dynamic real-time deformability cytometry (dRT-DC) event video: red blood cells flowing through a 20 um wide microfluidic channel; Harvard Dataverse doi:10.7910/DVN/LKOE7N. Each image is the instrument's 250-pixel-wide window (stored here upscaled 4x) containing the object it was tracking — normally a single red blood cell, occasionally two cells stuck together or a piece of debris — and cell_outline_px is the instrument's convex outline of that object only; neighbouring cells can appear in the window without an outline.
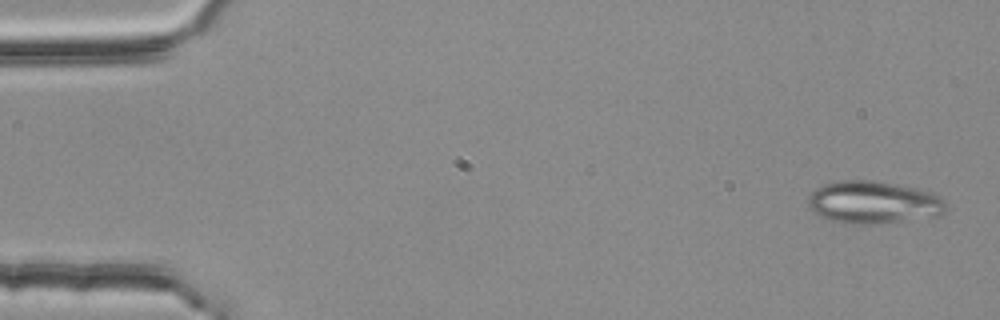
{"species": "common noctule bat (a hibernating species)", "species_latin": "Nyctalus noctula", "temperature_condition": "room temperature", "stored_images_in_passage": 4, "camera_frame_rate_fps": 3000, "um_per_image_px": 0.085, "animal": {"sex": "female", "body_mass_g": 25.1}, "frame": {"image": 1, "passage_image": 1, "time_ms": 0.0, "image_size_px": [1000, 320], "cell_outline_px": [[944, 212], [936, 216], [884, 224], [848, 224], [832, 220], [820, 216], [812, 212], [808, 208], [808, 196], [816, 188], [824, 184], [840, 180], [872, 180], [936, 192], [944, 200]], "centroid_in_image_um": [74.22, 17.21], "position_along_channel_um": 10.8, "area_um2": 34.45}}